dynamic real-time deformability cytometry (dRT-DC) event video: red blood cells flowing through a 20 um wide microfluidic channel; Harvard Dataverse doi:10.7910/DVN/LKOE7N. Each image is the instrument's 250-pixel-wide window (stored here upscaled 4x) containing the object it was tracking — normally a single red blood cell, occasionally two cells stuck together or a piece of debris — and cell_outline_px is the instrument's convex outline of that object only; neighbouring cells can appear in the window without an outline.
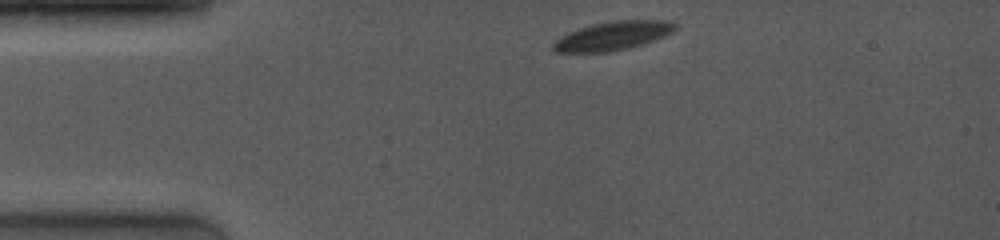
{"species": "common noctule bat (a hibernating species)", "species_latin": "Nyctalus noctula", "temperature_condition": "room temperature", "stored_images_in_passage": 64, "camera_frame_rate_fps": 4000, "um_per_image_px": 0.085, "animal": {"sex": "female", "body_mass_g": 19.0, "forearm_length_mm": 53.3}, "frame": {"image": 1, "passage_image": 1, "time_ms": 0.0, "image_size_px": [1000, 240], "cell_outline_px": [[676, 28], [672, 32], [664, 36], [628, 48], [608, 52], [552, 52], [552, 40], [560, 36], [580, 28], [592, 24], [612, 20], [672, 20], [676, 24]], "centroid_in_image_um": [52.05, 3.04], "position_along_channel_um": 33.0, "area_um2": 20.46}}
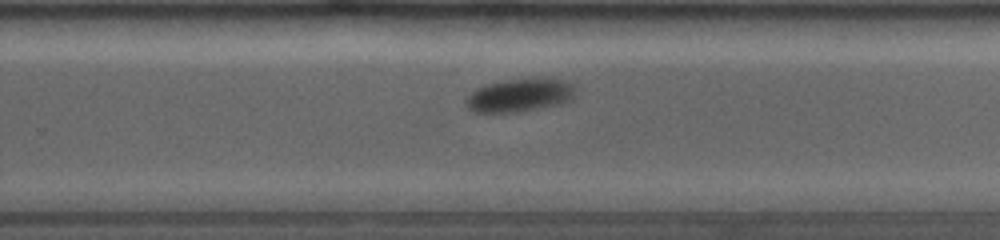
{"frame": {"image": 2, "passage_image": 35, "time_ms": 7.75, "image_size_px": [1000, 240], "cell_outline_px": [[572, 100], [564, 104], [516, 112], [476, 112], [468, 108], [464, 100], [472, 92], [488, 84], [508, 80], [532, 76], [540, 76], [560, 80], [572, 84]], "centroid_in_image_um": [44.2, 8.08], "position_along_channel_um": 285.6, "area_um2": 21.21}}
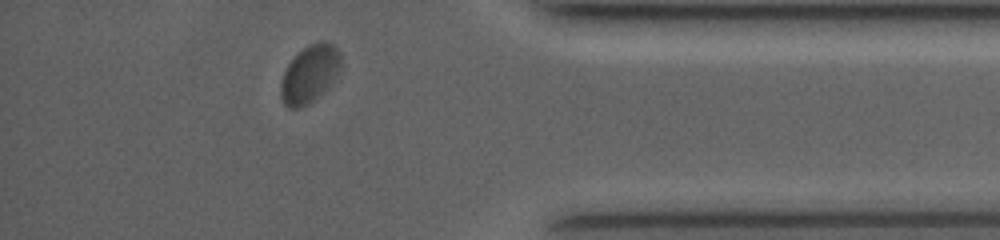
{"frame": {"image": 3, "passage_image": 59, "time_ms": 11.25, "image_size_px": [1000, 240], "cell_outline_px": [[340, 68], [328, 88], [324, 92], [308, 104], [300, 108], [288, 108], [284, 104], [280, 96], [280, 84], [284, 72], [288, 64], [308, 44], [320, 40], [324, 40], [332, 44], [340, 52]], "centroid_in_image_um": [26.32, 6.3], "position_along_channel_um": 408.9, "area_um2": 20.11}, "authors_computed_cell_mechanics": {"area_um2": 21.2126, "velocity_mm_per_s": 3.8624, "shape_relaxation_time_tau1_ms": 2.2128, "shape_relaxation_time_tau2_ms": null, "deformation_change_tau1": 0.0896, "deformation_change_tau2": null}}